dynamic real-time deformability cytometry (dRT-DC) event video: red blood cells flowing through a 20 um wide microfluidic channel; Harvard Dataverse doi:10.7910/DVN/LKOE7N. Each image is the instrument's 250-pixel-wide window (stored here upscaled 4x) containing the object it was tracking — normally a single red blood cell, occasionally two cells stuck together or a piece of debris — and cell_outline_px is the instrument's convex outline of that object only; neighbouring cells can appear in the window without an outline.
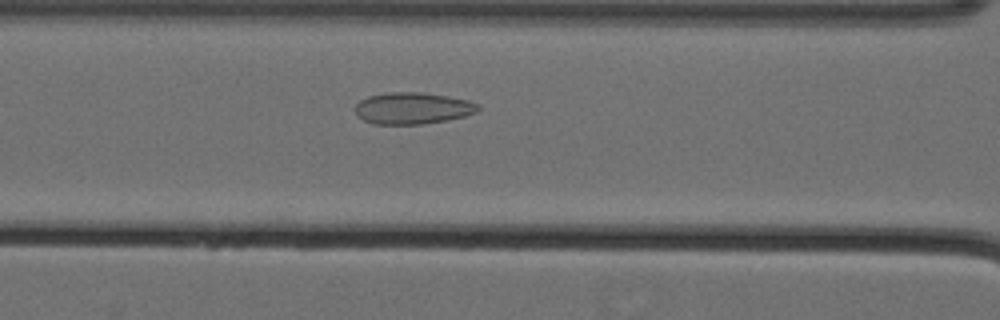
{"species": "Egyptian fruit bat (a non-hibernating species)", "species_latin": "Rousettus aegyptiacus", "temperature_condition": "cold", "stored_images_in_passage": 42, "camera_frame_rate_fps": 3000, "um_per_image_px": 0.085, "animal": {"sex": "female"}, "frame": {"image": 1, "passage_image": 11, "time_ms": 3.333, "image_size_px": [1000, 320], "cell_outline_px": [[480, 112], [464, 116], [424, 124], [372, 124], [356, 116], [356, 104], [360, 100], [368, 96], [388, 92], [420, 92], [448, 96], [468, 100], [480, 104]], "centroid_in_image_um": [35.09, 9.2], "position_along_channel_um": 131.5, "area_um2": 22.83}}
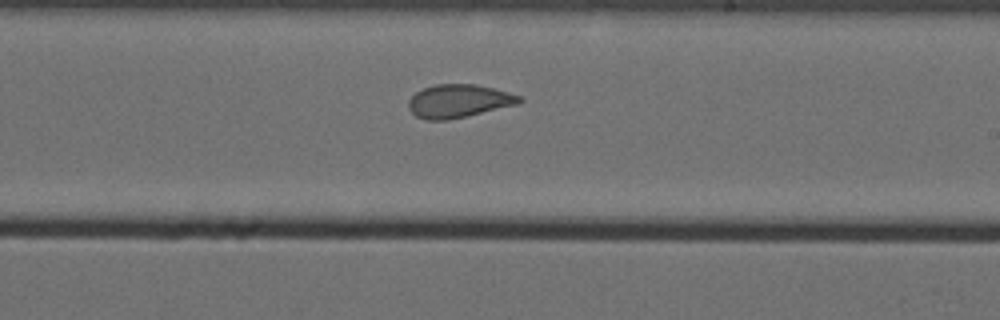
{"frame": {"image": 2, "passage_image": 21, "time_ms": 6.667, "image_size_px": [1000, 320], "cell_outline_px": [[524, 100], [520, 104], [468, 116], [448, 120], [424, 120], [416, 116], [408, 108], [408, 100], [416, 92], [424, 88], [436, 84], [476, 84], [508, 92], [520, 96]], "centroid_in_image_um": [39.0, 8.6], "position_along_channel_um": 250.0, "area_um2": 21.62}}
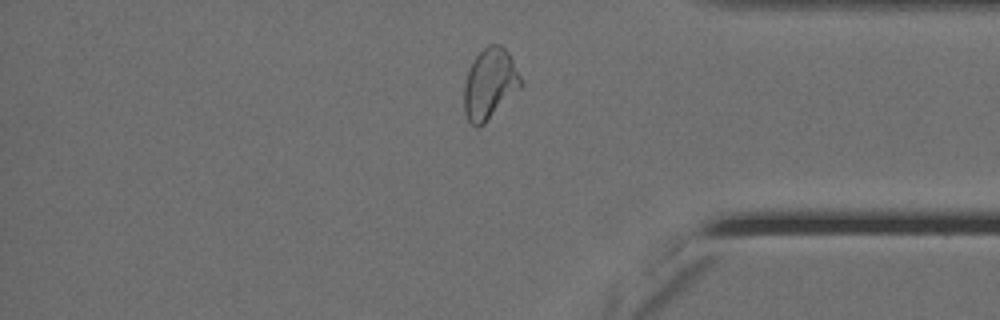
{"frame": {"image": 3, "passage_image": 34, "time_ms": 11.0, "image_size_px": [1000, 320], "cell_outline_px": [[520, 88], [484, 124], [476, 128], [468, 120], [464, 112], [464, 84], [468, 72], [476, 56], [488, 44], [500, 44], [508, 52], [520, 76]], "centroid_in_image_um": [41.61, 7.14], "position_along_channel_um": 393.6, "area_um2": 22.95}, "authors_computed_cell_mechanics": {"area_um2": 21.9929, "velocity_mm_per_s": 3.5741, "shape_relaxation_time_tau1_ms": null, "shape_relaxation_time_tau2_ms": 1.2216, "deformation_change_tau1": null, "deformation_change_tau2": 0.0832}}